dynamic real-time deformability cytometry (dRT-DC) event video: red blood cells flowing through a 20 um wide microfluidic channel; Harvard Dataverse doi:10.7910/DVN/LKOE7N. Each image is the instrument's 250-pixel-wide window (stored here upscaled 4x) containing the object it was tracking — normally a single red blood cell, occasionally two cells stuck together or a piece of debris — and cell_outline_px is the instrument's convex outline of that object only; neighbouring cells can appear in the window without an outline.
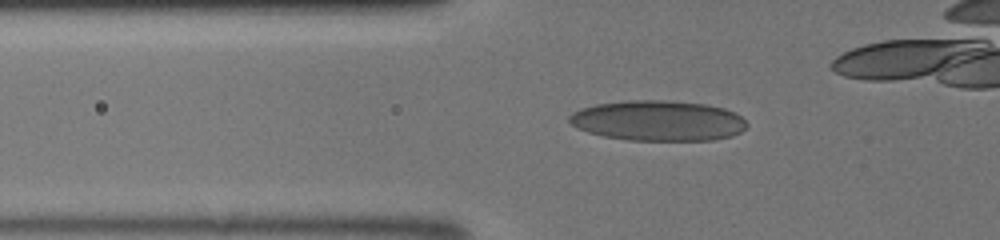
{"species": "human", "species_latin": "Homo sapiens", "temperature_condition": "room temperature", "stored_images_in_passage": 36, "camera_frame_rate_fps": 3000, "um_per_image_px": 0.085, "donor": {"sex": "male"}, "frame": {"image": 1, "passage_image": 13, "time_ms": 4.0, "image_size_px": [1000, 240], "cell_outline_px": [[744, 128], [728, 136], [704, 140], [636, 140], [608, 136], [592, 132], [580, 128], [572, 124], [572, 116], [576, 112], [584, 108], [600, 104], [700, 104], [720, 108], [732, 112], [740, 116], [744, 120]], "centroid_in_image_um": [55.99, 10.33], "position_along_channel_um": 69.8, "area_um2": 38.03}}
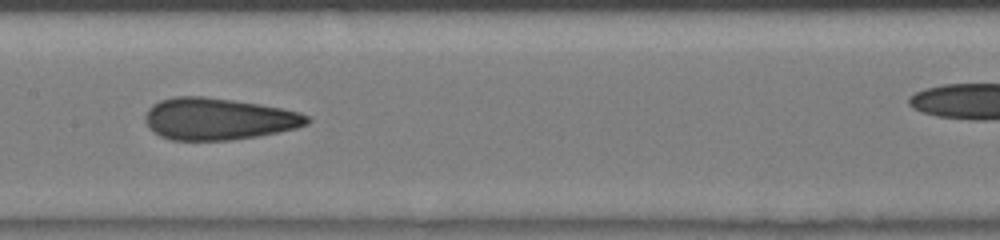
{"frame": {"image": 2, "passage_image": 21, "time_ms": 6.667, "image_size_px": [1000, 240], "cell_outline_px": [[308, 120], [304, 124], [292, 128], [252, 136], [220, 140], [176, 140], [164, 136], [156, 132], [148, 124], [148, 112], [156, 104], [164, 100], [224, 100], [252, 104], [276, 108], [296, 112], [304, 116]], "centroid_in_image_um": [18.57, 10.17], "position_along_channel_um": 188.8, "area_um2": 35.72}}
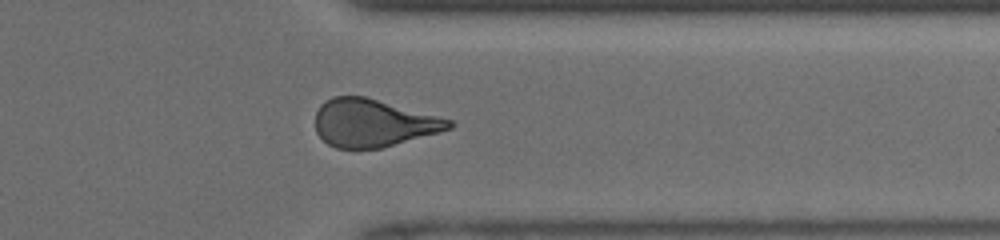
{"frame": {"image": 3, "passage_image": 33, "time_ms": 10.667, "image_size_px": [1000, 240], "cell_outline_px": [[452, 124], [448, 128], [436, 132], [380, 148], [336, 148], [328, 144], [316, 132], [316, 112], [328, 100], [336, 96], [364, 96], [452, 120]], "centroid_in_image_um": [31.66, 10.45], "position_along_channel_um": 379.7, "area_um2": 36.07}}